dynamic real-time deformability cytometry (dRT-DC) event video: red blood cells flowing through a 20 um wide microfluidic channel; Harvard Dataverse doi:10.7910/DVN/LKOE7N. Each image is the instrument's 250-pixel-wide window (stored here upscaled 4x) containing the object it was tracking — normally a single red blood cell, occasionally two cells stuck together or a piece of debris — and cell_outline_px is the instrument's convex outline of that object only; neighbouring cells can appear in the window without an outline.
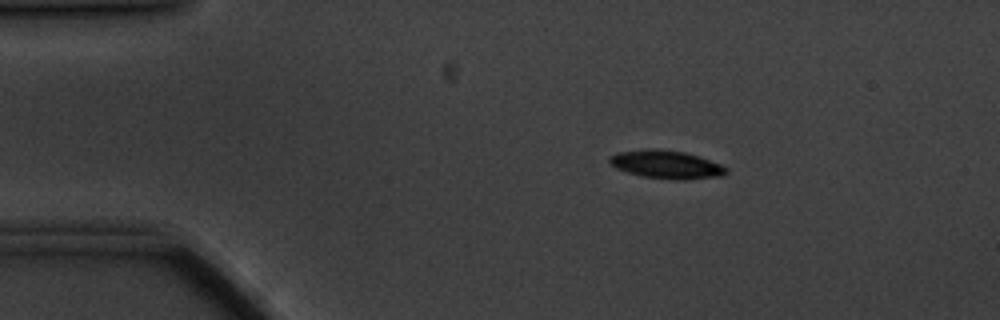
{"species": "common noctule bat (a hibernating species)", "species_latin": "Nyctalus noctula", "temperature_condition": "cold", "stored_images_in_passage": 39, "camera_frame_rate_fps": 3000, "um_per_image_px": 0.085, "animal": {"sex": "male", "body_mass_g": 20.1, "forearm_length_mm": 53.5}, "frame": {"image": 1, "passage_image": 6, "time_ms": 1.667, "image_size_px": [1000, 320], "cell_outline_px": [[728, 172], [724, 176], [684, 180], [680, 180], [644, 176], [628, 172], [616, 168], [608, 160], [616, 152], [684, 152], [720, 164], [728, 168]], "centroid_in_image_um": [56.74, 14.05], "position_along_channel_um": 28.3, "area_um2": 17.92}}
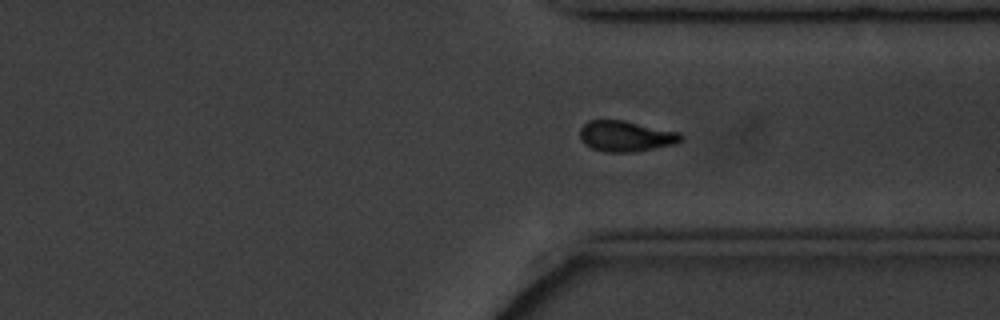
{"frame": {"image": 2, "passage_image": 39, "time_ms": 12.667, "image_size_px": [1000, 320], "cell_outline_px": [[684, 136], [676, 144], [632, 152], [604, 152], [592, 148], [580, 136], [580, 128], [588, 120], [624, 120], [680, 132]], "centroid_in_image_um": [53.23, 11.56], "position_along_channel_um": 358.2, "area_um2": 17.98}}